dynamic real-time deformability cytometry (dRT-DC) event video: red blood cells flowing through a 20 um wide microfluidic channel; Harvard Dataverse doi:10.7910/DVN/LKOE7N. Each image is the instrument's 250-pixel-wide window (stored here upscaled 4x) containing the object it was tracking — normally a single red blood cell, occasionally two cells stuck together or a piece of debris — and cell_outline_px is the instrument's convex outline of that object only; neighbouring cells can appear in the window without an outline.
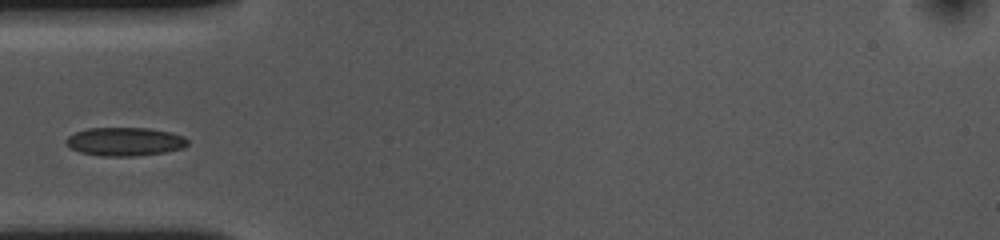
{"species": "common noctule bat (a hibernating species)", "species_latin": "Nyctalus noctula", "temperature_condition": "cold", "stored_images_in_passage": 30, "camera_frame_rate_fps": 3000, "um_per_image_px": 0.085, "animal": {"sex": "female", "body_mass_g": 10.0, "forearm_length_mm": 53.1}, "frame": {"image": 1, "passage_image": 1, "time_ms": 0.0, "image_size_px": [1000, 240], "cell_outline_px": [[188, 144], [184, 148], [164, 152], [132, 156], [100, 156], [80, 152], [64, 144], [64, 140], [68, 136], [76, 132], [88, 128], [148, 128], [172, 132], [184, 136], [188, 140]], "centroid_in_image_um": [10.61, 12.03], "position_along_channel_um": 74.4, "area_um2": 20.29}}
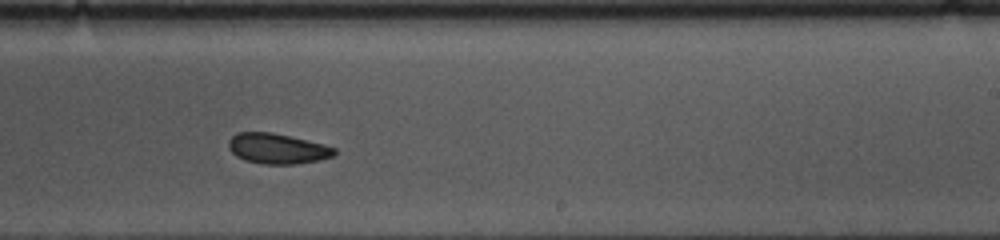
{"frame": {"image": 2, "passage_image": 17, "time_ms": 5.333, "image_size_px": [1000, 240], "cell_outline_px": [[336, 156], [320, 160], [296, 164], [260, 164], [244, 160], [236, 156], [228, 148], [228, 140], [236, 132], [272, 132], [324, 144], [336, 148]], "centroid_in_image_um": [23.58, 12.64], "position_along_channel_um": 265.4, "area_um2": 18.96}}
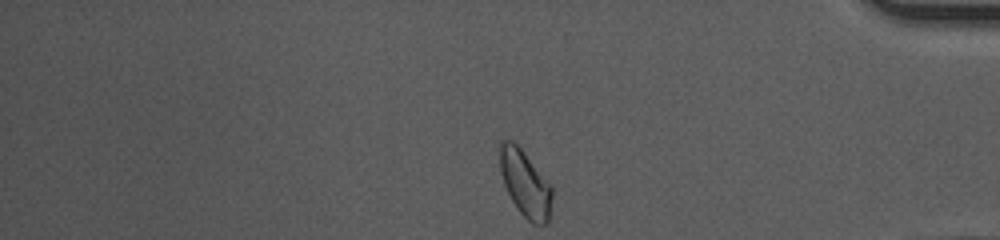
{"frame": {"image": 3, "passage_image": 30, "time_ms": 9.667, "image_size_px": [1000, 240], "cell_outline_px": [[552, 196], [548, 224], [532, 224], [520, 212], [512, 200], [504, 184], [500, 172], [500, 140], [504, 136], [512, 140], [524, 152], [552, 184]], "centroid_in_image_um": [44.64, 15.56], "position_along_channel_um": 390.6, "area_um2": 20.4}}